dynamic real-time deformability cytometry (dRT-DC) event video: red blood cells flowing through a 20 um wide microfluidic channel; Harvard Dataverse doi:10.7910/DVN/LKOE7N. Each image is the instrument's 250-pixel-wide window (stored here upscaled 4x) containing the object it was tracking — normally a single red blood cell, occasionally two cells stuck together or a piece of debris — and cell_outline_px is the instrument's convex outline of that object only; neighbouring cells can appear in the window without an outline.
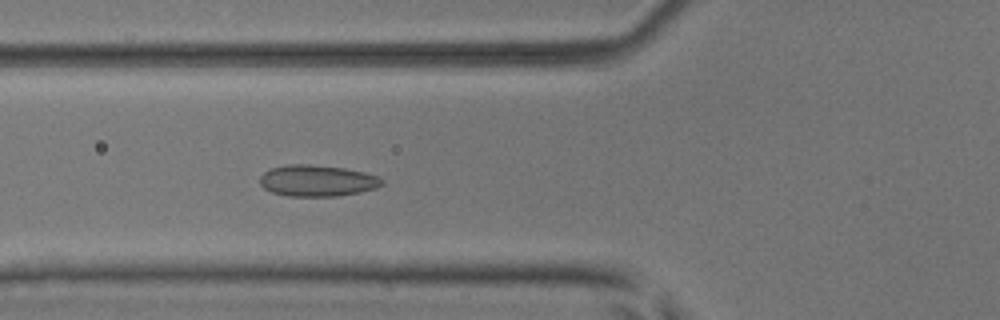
{"species": "common noctule bat (a hibernating species)", "species_latin": "Nyctalus noctula", "temperature_condition": "room temperature", "stored_images_in_passage": 34, "camera_frame_rate_fps": 3000, "um_per_image_px": 0.085, "animal": {"sex": "male", "body_mass_g": 17.9, "forearm_length_mm": 54.2}, "frame": {"image": 1, "passage_image": 9, "time_ms": 2.667, "image_size_px": [1000, 320], "cell_outline_px": [[384, 184], [376, 188], [360, 192], [336, 196], [288, 196], [272, 192], [264, 188], [260, 184], [260, 176], [264, 172], [272, 168], [288, 164], [308, 164], [344, 168], [364, 172], [376, 176], [384, 180]], "centroid_in_image_um": [26.96, 15.36], "position_along_channel_um": 98.8, "area_um2": 22.25}}
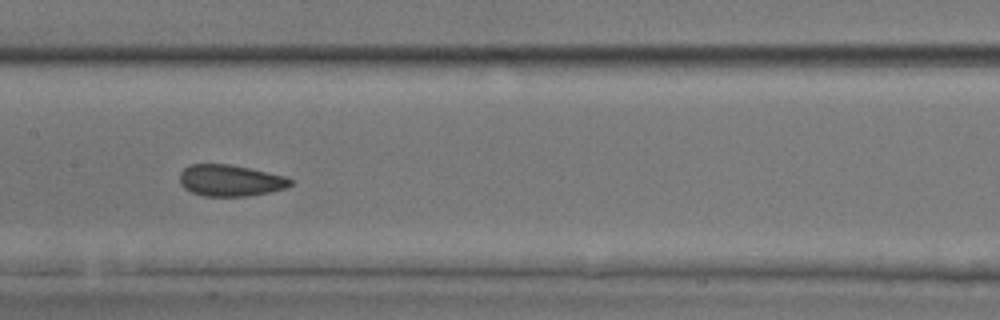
{"frame": {"image": 2, "passage_image": 16, "time_ms": 5.0, "image_size_px": [1000, 320], "cell_outline_px": [[292, 184], [284, 188], [268, 192], [248, 196], [204, 196], [192, 192], [184, 188], [180, 184], [180, 172], [188, 164], [228, 164], [248, 168], [284, 176], [292, 180]], "centroid_in_image_um": [19.52, 15.34], "position_along_channel_um": 187.9, "area_um2": 20.11}}
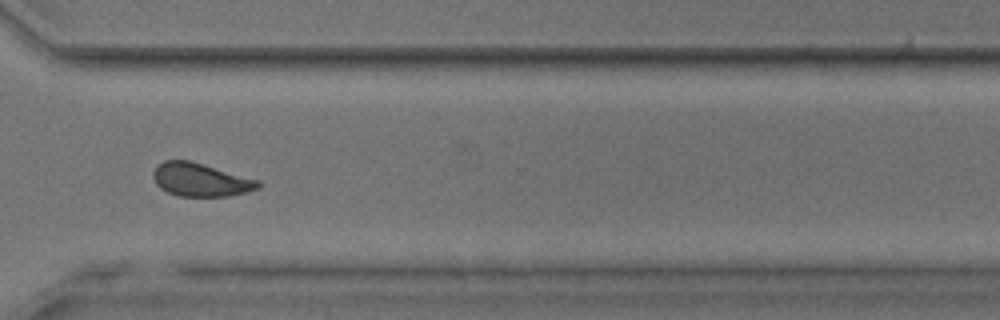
{"frame": {"image": 3, "passage_image": 29, "time_ms": 9.333, "image_size_px": [1000, 320], "cell_outline_px": [[260, 188], [248, 192], [228, 196], [176, 196], [160, 188], [156, 184], [152, 176], [152, 172], [156, 164], [164, 160], [188, 160], [260, 180]], "centroid_in_image_um": [17.02, 15.28], "position_along_channel_um": 353.6, "area_um2": 20.52}, "authors_computed_cell_mechanics": {"area_um2": 20.6346, "velocity_mm_per_s": 3.8155, "shape_relaxation_time_tau1_ms": 6.9393, "shape_relaxation_time_tau2_ms": 1.4742, "deformation_change_tau1": 0.0938, "deformation_change_tau2": 0.0576}}